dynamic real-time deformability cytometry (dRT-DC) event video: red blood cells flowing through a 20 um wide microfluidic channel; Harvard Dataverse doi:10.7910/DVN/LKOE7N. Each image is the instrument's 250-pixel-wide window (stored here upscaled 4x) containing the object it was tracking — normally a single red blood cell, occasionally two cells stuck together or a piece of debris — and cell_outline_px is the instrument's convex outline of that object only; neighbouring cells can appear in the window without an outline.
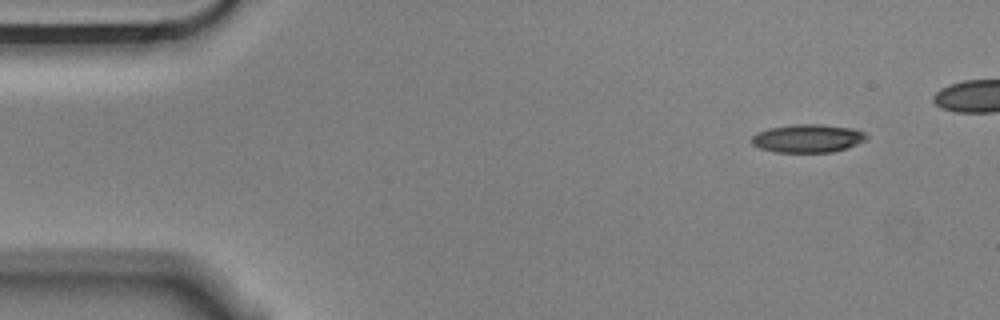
{"species": "Egyptian fruit bat (a non-hibernating species)", "species_latin": "Rousettus aegyptiacus", "temperature_condition": "cold", "stored_images_in_passage": 5, "camera_frame_rate_fps": 3000, "um_per_image_px": 0.085, "animal": {"sex": "male"}, "frame": {"image": 1, "passage_image": 1, "time_ms": 0.0, "image_size_px": [1000, 320], "cell_outline_px": [[868, 136], [864, 140], [856, 144], [832, 152], [776, 152], [760, 148], [752, 144], [748, 140], [756, 132], [768, 128], [792, 124], [820, 124], [852, 128], [864, 132]], "centroid_in_image_um": [68.59, 11.75], "position_along_channel_um": 16.4, "area_um2": 18.9}}